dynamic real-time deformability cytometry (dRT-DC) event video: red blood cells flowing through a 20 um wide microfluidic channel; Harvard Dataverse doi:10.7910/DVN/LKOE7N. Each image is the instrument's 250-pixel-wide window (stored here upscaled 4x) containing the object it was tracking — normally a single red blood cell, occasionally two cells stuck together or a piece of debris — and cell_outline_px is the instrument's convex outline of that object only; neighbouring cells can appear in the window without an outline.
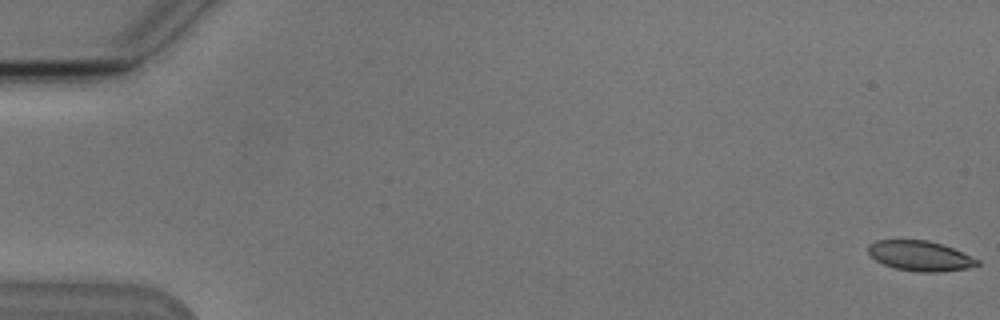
{"species": "Egyptian fruit bat (a non-hibernating species)", "species_latin": "Rousettus aegyptiacus", "temperature_condition": "cold", "stored_images_in_passage": 7, "camera_frame_rate_fps": 3000, "um_per_image_px": 0.085, "animal": {"sex": "male"}, "frame": {"image": 1, "passage_image": 1, "time_ms": 0.0, "image_size_px": [1000, 320], "cell_outline_px": [[980, 264], [968, 268], [940, 272], [920, 272], [896, 268], [884, 264], [876, 260], [868, 252], [868, 244], [876, 240], [928, 240], [944, 244], [980, 260]], "centroid_in_image_um": [78.23, 21.74], "position_along_channel_um": 6.8, "area_um2": 19.13}}